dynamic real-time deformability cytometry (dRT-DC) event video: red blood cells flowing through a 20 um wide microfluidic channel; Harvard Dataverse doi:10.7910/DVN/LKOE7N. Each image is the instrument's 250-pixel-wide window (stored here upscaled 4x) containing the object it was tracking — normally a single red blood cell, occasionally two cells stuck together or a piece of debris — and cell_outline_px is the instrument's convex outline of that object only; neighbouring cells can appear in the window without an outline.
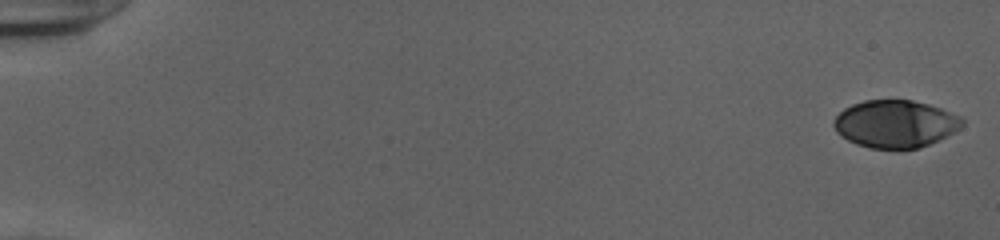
{"species": "human", "species_latin": "Homo sapiens", "temperature_condition": "cold", "stored_images_in_passage": 53, "camera_frame_rate_fps": 3000, "um_per_image_px": 0.085, "donor": {"sex": "female"}, "frame": {"image": 1, "passage_image": 1, "time_ms": 0.0, "image_size_px": [1000, 240], "cell_outline_px": [[964, 124], [960, 128], [920, 148], [868, 148], [856, 144], [840, 136], [836, 132], [832, 124], [836, 116], [844, 108], [852, 104], [864, 100], [912, 100], [928, 104], [940, 108], [960, 116], [964, 120]], "centroid_in_image_um": [76.06, 10.52], "position_along_channel_um": 8.9, "area_um2": 35.37}}
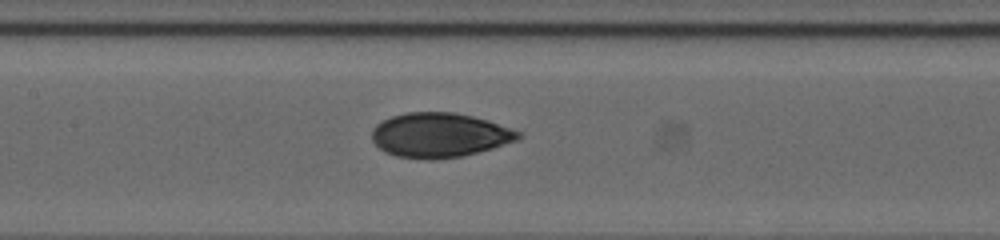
{"frame": {"image": 2, "passage_image": 27, "time_ms": 8.667, "image_size_px": [1000, 240], "cell_outline_px": [[524, 136], [516, 140], [492, 148], [464, 156], [428, 160], [396, 156], [384, 152], [372, 140], [372, 128], [376, 124], [392, 116], [404, 112], [452, 112], [472, 116], [488, 120], [520, 132]], "centroid_in_image_um": [37.34, 11.48], "position_along_channel_um": 170.1, "area_um2": 37.97}}
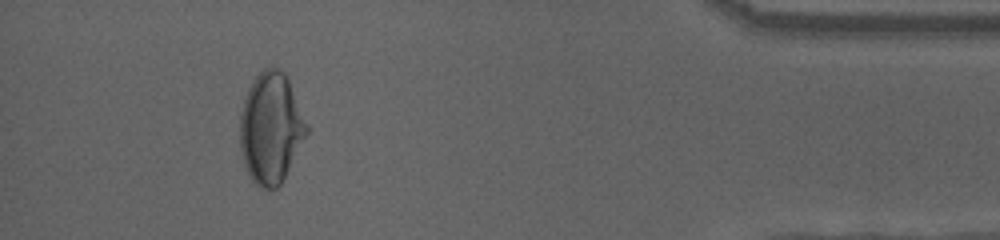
{"frame": {"image": 3, "passage_image": 49, "time_ms": 16.0, "image_size_px": [1000, 240], "cell_outline_px": [[308, 132], [280, 184], [276, 188], [260, 188], [248, 176], [240, 152], [240, 112], [248, 88], [252, 80], [264, 68], [272, 64], [284, 72], [288, 76], [308, 124]], "centroid_in_image_um": [23.01, 10.84], "position_along_channel_um": 412.2, "area_um2": 43.41}, "authors_computed_cell_mechanics": {"area_um2": 37.281, "velocity_mm_per_s": 3.9453, "shape_relaxation_time_tau1_ms": 5.342, "shape_relaxation_time_tau2_ms": 1.1757, "deformation_change_tau1": 0.1819, "deformation_change_tau2": 0.0458}}